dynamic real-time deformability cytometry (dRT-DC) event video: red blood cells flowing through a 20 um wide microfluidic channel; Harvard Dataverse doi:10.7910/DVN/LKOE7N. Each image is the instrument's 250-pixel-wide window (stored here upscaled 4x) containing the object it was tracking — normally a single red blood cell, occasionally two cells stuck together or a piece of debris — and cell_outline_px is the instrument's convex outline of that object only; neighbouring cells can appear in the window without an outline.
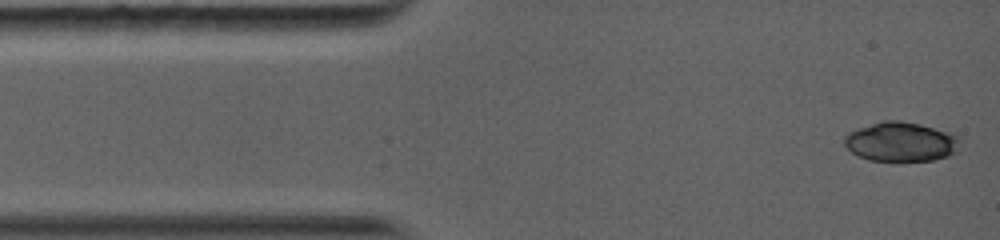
{"species": "common noctule bat (a hibernating species)", "species_latin": "Nyctalus noctula", "temperature_condition": "warm", "stored_images_in_passage": 8, "camera_frame_rate_fps": 5000, "um_per_image_px": 0.085, "animal": {"sex": "female", "body_mass_g": 19.0, "forearm_length_mm": 56.7}, "frame": {"image": 1, "passage_image": 1, "time_ms": 0.0, "image_size_px": [1000, 240], "cell_outline_px": [[960, 140], [956, 152], [948, 156], [932, 160], [868, 160], [852, 152], [844, 144], [844, 136], [848, 132], [884, 120], [900, 120], [920, 124], [960, 136]], "centroid_in_image_um": [76.58, 12.04], "position_along_channel_um": 8.4, "area_um2": 26.24}}
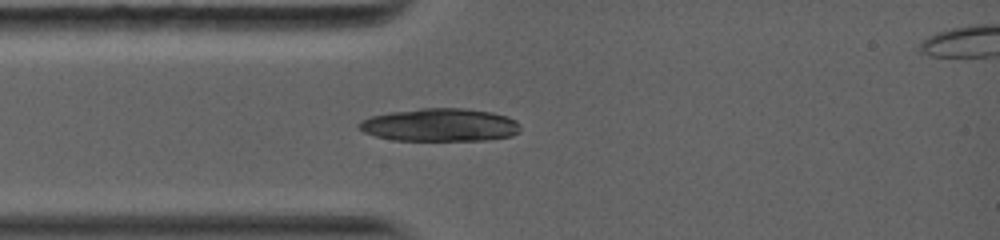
{"frame": {"image": 2, "passage_image": 8, "time_ms": 2.6, "image_size_px": [1000, 240], "cell_outline_px": [[520, 128], [512, 136], [488, 140], [392, 140], [376, 136], [364, 132], [356, 124], [360, 120], [372, 116], [388, 112], [420, 108], [464, 108], [492, 112], [508, 116], [516, 120], [520, 124]], "centroid_in_image_um": [37.4, 10.61], "position_along_channel_um": 47.6, "area_um2": 31.15}}